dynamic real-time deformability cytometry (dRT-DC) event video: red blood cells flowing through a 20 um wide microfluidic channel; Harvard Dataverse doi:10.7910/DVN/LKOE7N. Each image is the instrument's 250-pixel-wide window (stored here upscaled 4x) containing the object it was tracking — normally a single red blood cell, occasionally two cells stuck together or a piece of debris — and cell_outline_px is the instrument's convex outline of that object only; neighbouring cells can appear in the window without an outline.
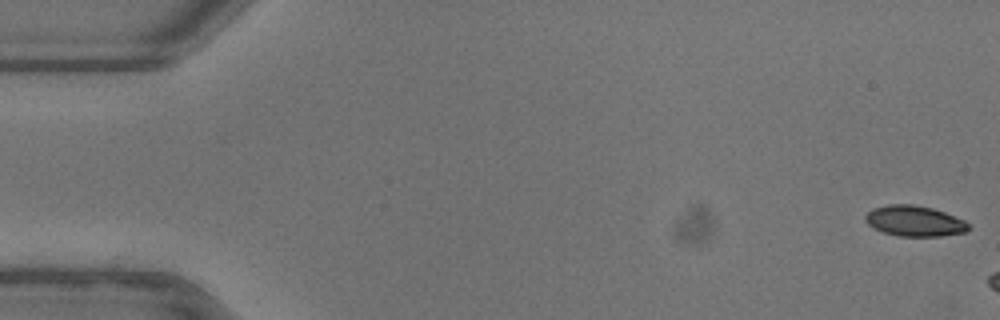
{"species": "common noctule bat (a hibernating species)", "species_latin": "Nyctalus noctula", "temperature_condition": "warm", "stored_images_in_passage": 6, "camera_frame_rate_fps": 3000, "um_per_image_px": 0.085, "animal": {"sex": "female"}, "frame": {"image": 1, "passage_image": 1, "time_ms": 0.0, "image_size_px": [1000, 320], "cell_outline_px": [[972, 228], [964, 232], [940, 236], [896, 236], [872, 228], [864, 220], [864, 216], [872, 208], [888, 204], [912, 204], [932, 208], [944, 212], [964, 220]], "centroid_in_image_um": [77.7, 18.78], "position_along_channel_um": 7.3, "area_um2": 18.5}}